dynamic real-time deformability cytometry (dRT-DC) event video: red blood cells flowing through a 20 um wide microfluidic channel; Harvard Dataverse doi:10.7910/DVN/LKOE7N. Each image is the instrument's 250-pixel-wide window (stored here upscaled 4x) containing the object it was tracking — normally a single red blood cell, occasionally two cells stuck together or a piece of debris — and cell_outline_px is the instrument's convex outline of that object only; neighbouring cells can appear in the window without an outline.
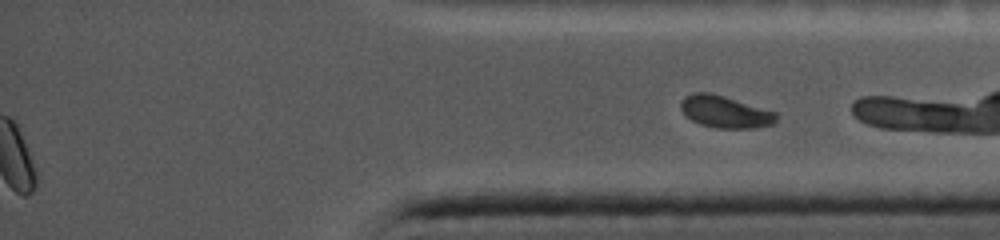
{"species": "common noctule bat (a hibernating species)", "species_latin": "Nyctalus noctula", "temperature_condition": "cold", "stored_images_in_passage": 46, "segment_of_instrument_passage": [2, 2], "camera_frame_rate_fps": 5000, "um_per_image_px": 0.085, "animal": {"sex": "female", "body_mass_g": 19.0, "forearm_length_mm": 56.7}, "frame": {"image": 1, "passage_image": 46, "time_ms": 11.4, "image_size_px": [1000, 240], "cell_outline_px": [[776, 124], [756, 128], [716, 128], [700, 124], [692, 120], [680, 108], [680, 104], [684, 96], [696, 92], [712, 92], [776, 112]], "centroid_in_image_um": [61.65, 9.5], "position_along_channel_um": 373.6, "area_um2": 17.86}}